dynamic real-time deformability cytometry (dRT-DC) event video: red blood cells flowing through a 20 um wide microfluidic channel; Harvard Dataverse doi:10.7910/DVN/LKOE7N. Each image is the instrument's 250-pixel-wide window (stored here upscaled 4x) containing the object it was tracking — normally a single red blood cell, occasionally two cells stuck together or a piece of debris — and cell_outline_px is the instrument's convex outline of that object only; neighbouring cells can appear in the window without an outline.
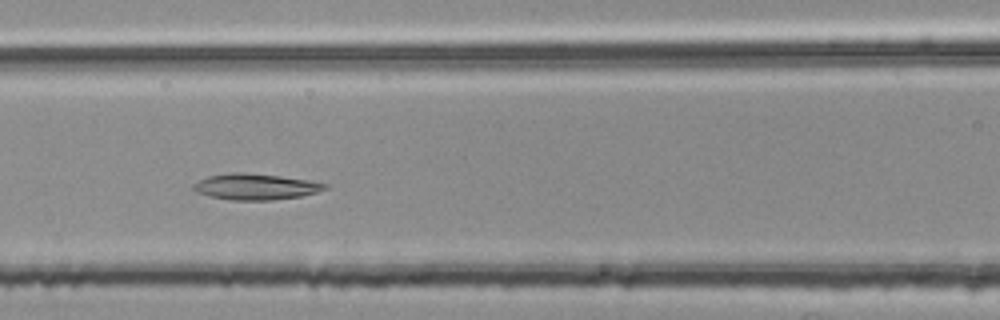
{"species": "common noctule bat (a hibernating species)", "species_latin": "Nyctalus noctula", "temperature_condition": "room temperature", "stored_images_in_passage": 36, "camera_frame_rate_fps": 3000, "um_per_image_px": 0.085, "animal": {"sex": "female", "body_mass_g": 25.1}, "frame": {"image": 1, "passage_image": 8, "time_ms": 2.333, "image_size_px": [1000, 320], "cell_outline_px": [[328, 188], [316, 192], [300, 196], [272, 200], [232, 200], [208, 196], [196, 192], [192, 188], [192, 184], [208, 176], [232, 172], [236, 172], [280, 176], [308, 180], [328, 184]], "centroid_in_image_um": [21.69, 15.87], "position_along_channel_um": 144.9, "area_um2": 19.83}}
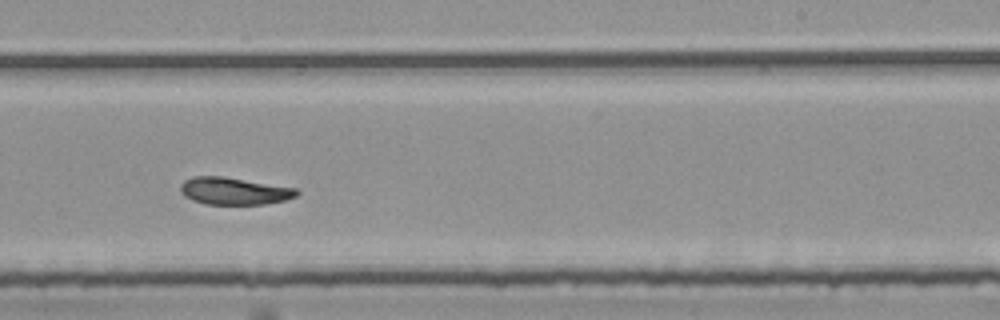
{"frame": {"image": 2, "passage_image": 18, "time_ms": 5.667, "image_size_px": [1000, 320], "cell_outline_px": [[300, 192], [296, 196], [284, 200], [264, 204], [204, 204], [192, 200], [184, 196], [180, 192], [180, 184], [184, 180], [192, 176], [224, 176], [300, 188]], "centroid_in_image_um": [19.91, 16.22], "position_along_channel_um": 269.1, "area_um2": 18.79}}
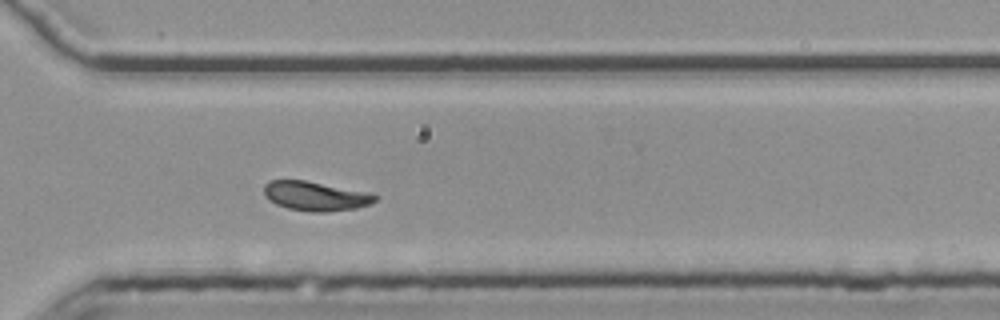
{"frame": {"image": 3, "passage_image": 24, "time_ms": 7.667, "image_size_px": [1000, 320], "cell_outline_px": [[380, 196], [372, 204], [356, 208], [324, 212], [312, 212], [288, 208], [276, 204], [268, 200], [264, 196], [264, 184], [268, 180], [304, 180], [372, 192]], "centroid_in_image_um": [26.85, 16.66], "position_along_channel_um": 343.7, "area_um2": 19.31}, "authors_computed_cell_mechanics": {"area_um2": 18.785, "velocity_mm_per_s": 3.7371, "shape_relaxation_time_tau1_ms": null, "shape_relaxation_time_tau2_ms": 3.1307, "deformation_change_tau1": null, "deformation_change_tau2": 0.0858}}